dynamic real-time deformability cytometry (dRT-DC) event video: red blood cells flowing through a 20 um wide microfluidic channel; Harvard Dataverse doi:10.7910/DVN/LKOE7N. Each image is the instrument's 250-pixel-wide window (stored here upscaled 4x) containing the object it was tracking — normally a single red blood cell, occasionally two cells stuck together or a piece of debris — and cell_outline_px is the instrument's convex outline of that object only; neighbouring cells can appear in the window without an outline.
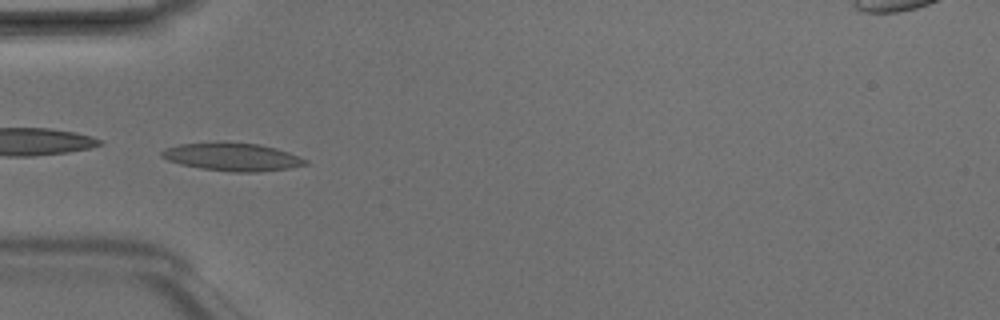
{"species": "Egyptian fruit bat (a non-hibernating species)", "species_latin": "Rousettus aegyptiacus", "temperature_condition": "room temperature", "stored_images_in_passage": 5, "camera_frame_rate_fps": 3000, "um_per_image_px": 0.085, "animal": {"sex": "male"}, "frame": {"image": 1, "passage_image": 4, "time_ms": 1.0, "image_size_px": [1000, 320], "cell_outline_px": [[308, 164], [288, 168], [256, 172], [232, 172], [200, 168], [180, 164], [168, 160], [160, 156], [160, 152], [164, 148], [180, 144], [260, 144], [276, 148], [300, 156], [308, 160]], "centroid_in_image_um": [19.77, 13.37], "position_along_channel_um": 65.2, "area_um2": 22.77}}